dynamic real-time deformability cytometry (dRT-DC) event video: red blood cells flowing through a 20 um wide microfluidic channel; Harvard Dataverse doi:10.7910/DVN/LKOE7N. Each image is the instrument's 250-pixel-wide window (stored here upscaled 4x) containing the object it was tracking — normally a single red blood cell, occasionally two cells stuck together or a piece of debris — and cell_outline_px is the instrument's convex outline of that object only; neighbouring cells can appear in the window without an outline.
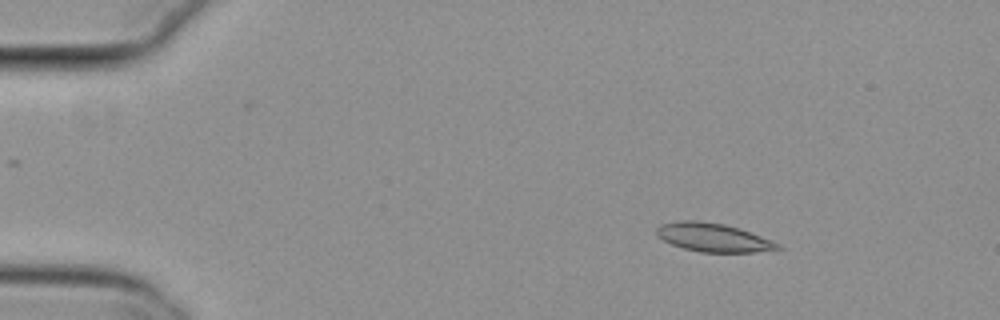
{"species": "common noctule bat (a hibernating species)", "species_latin": "Nyctalus noctula", "temperature_condition": "cold", "stored_images_in_passage": 5, "camera_frame_rate_fps": 3000, "um_per_image_px": 0.085, "animal": {"sex": "female", "body_mass_g": 29.2, "forearm_length_mm": 56.3}, "frame": {"image": 1, "passage_image": 2, "time_ms": 0.333, "image_size_px": [1000, 320], "cell_outline_px": [[784, 248], [776, 252], [700, 252], [684, 248], [672, 244], [656, 236], [656, 228], [660, 224], [680, 220], [696, 220], [724, 224], [740, 228], [772, 240], [780, 244]], "centroid_in_image_um": [60.7, 20.19], "position_along_channel_um": 24.3, "area_um2": 20.52}}
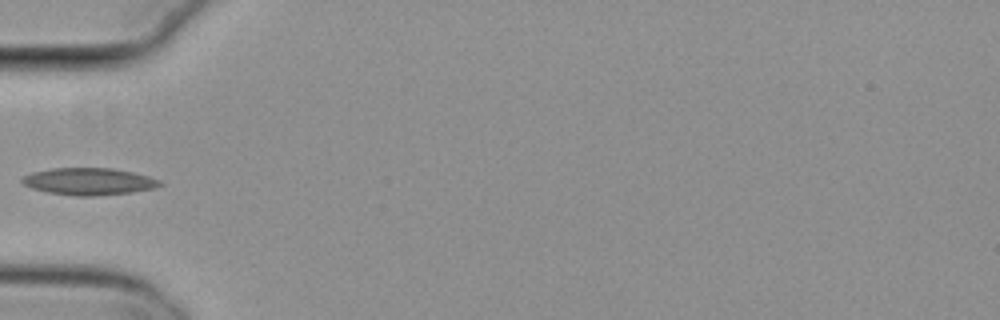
{"frame": {"image": 2, "passage_image": 5, "time_ms": 1.333, "image_size_px": [1000, 320], "cell_outline_px": [[164, 184], [156, 188], [132, 192], [92, 196], [76, 196], [48, 192], [32, 188], [24, 184], [20, 180], [24, 176], [32, 172], [52, 168], [112, 168], [132, 172], [148, 176], [160, 180]], "centroid_in_image_um": [7.58, 15.42], "position_along_channel_um": 77.4, "area_um2": 21.68}}